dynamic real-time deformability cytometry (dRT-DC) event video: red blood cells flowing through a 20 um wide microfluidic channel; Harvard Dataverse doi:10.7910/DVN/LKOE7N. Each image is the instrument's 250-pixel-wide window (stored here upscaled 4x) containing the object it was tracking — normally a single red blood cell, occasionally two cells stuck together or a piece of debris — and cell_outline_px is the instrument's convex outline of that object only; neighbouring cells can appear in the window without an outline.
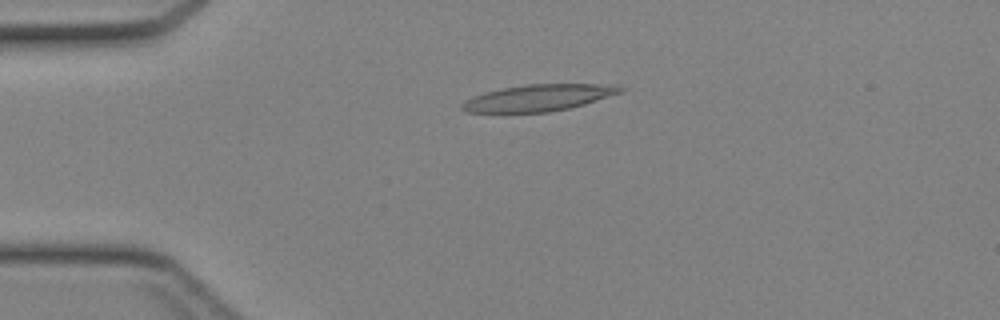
{"species": "Egyptian fruit bat (a non-hibernating species)", "species_latin": "Rousettus aegyptiacus", "temperature_condition": "cold", "stored_images_in_passage": 43, "camera_frame_rate_fps": 3000, "um_per_image_px": 0.085, "animal": {"sex": "female"}, "frame": {"image": 1, "passage_image": 10, "time_ms": 3.0, "image_size_px": [1000, 320], "cell_outline_px": [[624, 92], [584, 104], [568, 108], [548, 112], [464, 112], [460, 108], [460, 104], [464, 100], [472, 96], [484, 92], [524, 84], [620, 84], [624, 88]], "centroid_in_image_um": [45.78, 8.3], "position_along_channel_um": 39.2, "area_um2": 24.68}}
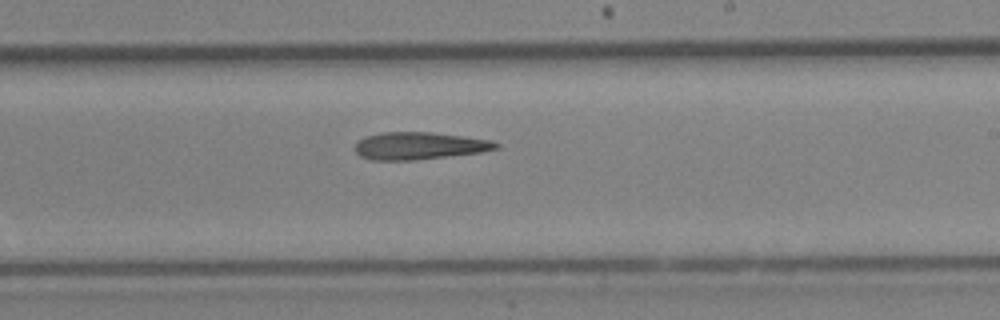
{"frame": {"image": 2, "passage_image": 26, "time_ms": 8.333, "image_size_px": [1000, 320], "cell_outline_px": [[500, 148], [480, 152], [416, 160], [372, 160], [360, 156], [356, 152], [356, 144], [364, 136], [384, 132], [432, 132], [492, 140], [500, 144]], "centroid_in_image_um": [35.65, 12.39], "position_along_channel_um": 253.3, "area_um2": 22.43}}
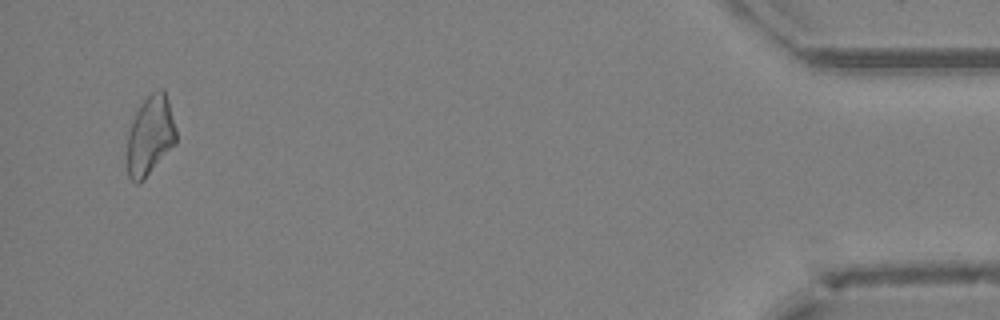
{"frame": {"image": 3, "passage_image": 42, "time_ms": 13.667, "image_size_px": [1000, 320], "cell_outline_px": [[176, 144], [144, 180], [140, 184], [136, 184], [128, 176], [128, 132], [136, 112], [140, 104], [152, 92], [160, 88], [164, 88], [168, 100], [176, 128]], "centroid_in_image_um": [12.78, 11.54], "position_along_channel_um": 422.4, "area_um2": 22.72}}